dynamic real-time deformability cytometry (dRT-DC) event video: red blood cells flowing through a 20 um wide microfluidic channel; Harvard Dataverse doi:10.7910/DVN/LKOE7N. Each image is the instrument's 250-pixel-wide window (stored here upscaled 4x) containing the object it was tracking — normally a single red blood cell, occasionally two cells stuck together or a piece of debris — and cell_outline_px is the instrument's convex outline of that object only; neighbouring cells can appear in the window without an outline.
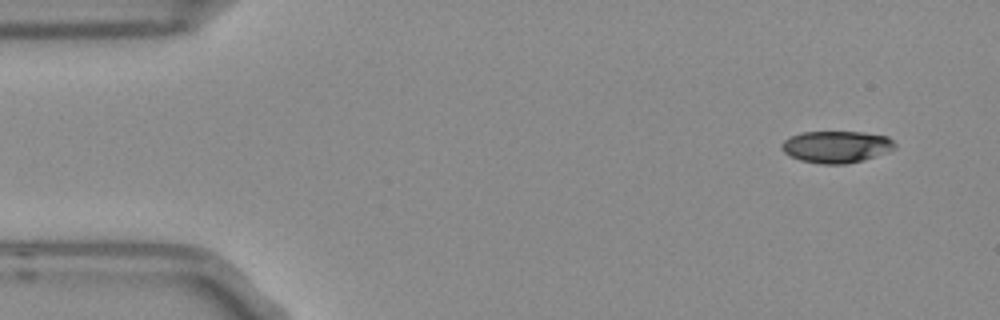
{"species": "Egyptian fruit bat (a non-hibernating species)", "species_latin": "Rousettus aegyptiacus", "temperature_condition": "room temperature", "stored_images_in_passage": 4, "camera_frame_rate_fps": 3000, "um_per_image_px": 0.085, "frame": {"image": 1, "passage_image": 1, "time_ms": 0.0, "image_size_px": [1000, 320], "cell_outline_px": [[896, 148], [864, 160], [844, 164], [820, 164], [800, 160], [788, 156], [780, 148], [780, 144], [788, 136], [800, 132], [864, 132], [888, 136], [896, 144]], "centroid_in_image_um": [71.04, 12.47], "position_along_channel_um": 14.0, "area_um2": 21.27}}
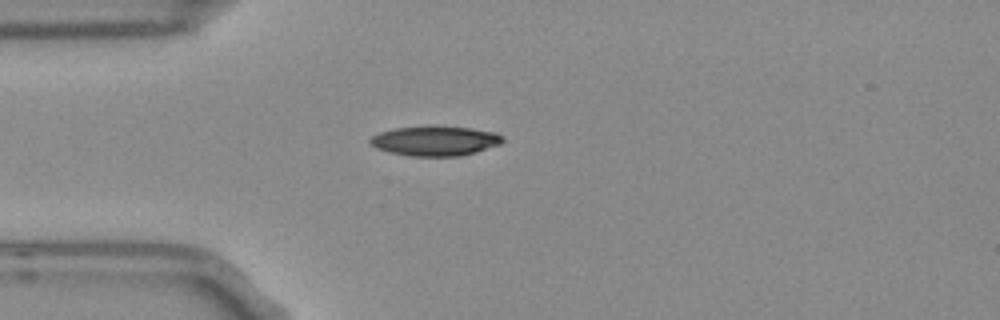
{"frame": {"image": 2, "passage_image": 4, "time_ms": 1.0, "image_size_px": [1000, 320], "cell_outline_px": [[504, 140], [500, 144], [476, 152], [460, 156], [412, 156], [388, 152], [376, 148], [368, 140], [372, 136], [380, 132], [392, 128], [428, 124], [468, 128], [496, 132], [504, 136]], "centroid_in_image_um": [36.97, 11.95], "position_along_channel_um": 48.0, "area_um2": 23.47}}